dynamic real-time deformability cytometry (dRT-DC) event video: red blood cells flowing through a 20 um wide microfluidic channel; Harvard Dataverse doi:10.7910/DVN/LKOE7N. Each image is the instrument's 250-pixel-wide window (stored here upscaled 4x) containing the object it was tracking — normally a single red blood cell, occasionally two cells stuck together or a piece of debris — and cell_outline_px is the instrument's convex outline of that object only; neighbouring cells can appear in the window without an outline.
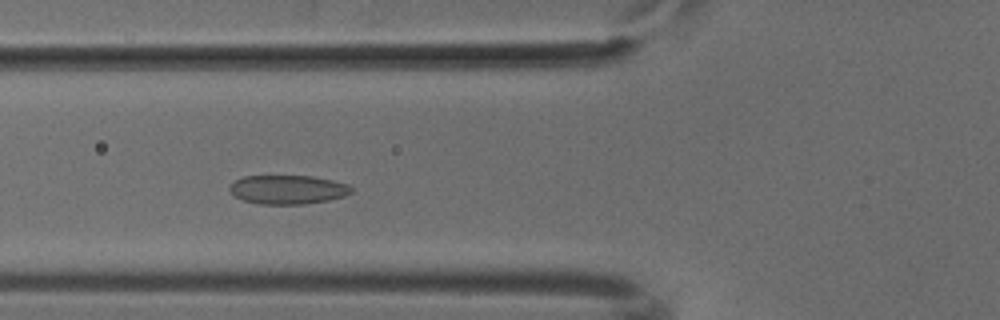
{"species": "common noctule bat (a hibernating species)", "species_latin": "Nyctalus noctula", "temperature_condition": "cold", "stored_images_in_passage": 50, "camera_frame_rate_fps": 3000, "um_per_image_px": 0.085, "animal": {"sex": "male", "body_mass_g": 18.8}, "frame": {"image": 1, "passage_image": 17, "time_ms": 5.333, "image_size_px": [1000, 320], "cell_outline_px": [[352, 192], [344, 196], [328, 200], [304, 204], [260, 204], [240, 200], [228, 192], [228, 188], [236, 180], [244, 176], [312, 176], [332, 180], [348, 184], [352, 188]], "centroid_in_image_um": [24.43, 16.12], "position_along_channel_um": 101.4, "area_um2": 20.63}}
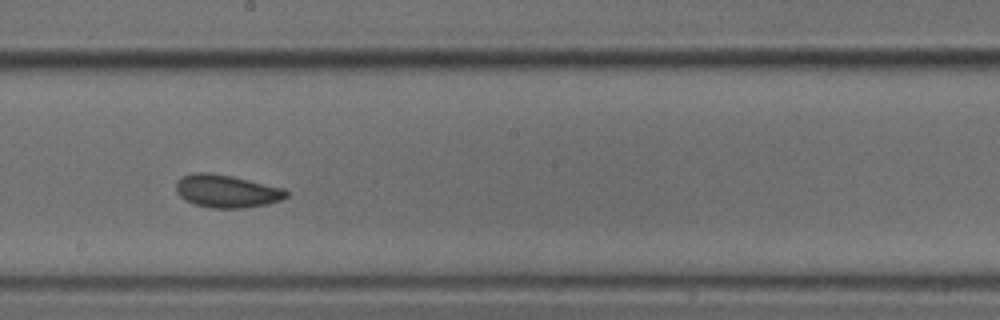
{"frame": {"image": 2, "passage_image": 27, "time_ms": 8.667, "image_size_px": [1000, 320], "cell_outline_px": [[288, 196], [280, 200], [268, 204], [244, 208], [212, 208], [192, 204], [184, 200], [176, 192], [176, 180], [180, 176], [192, 172], [208, 172], [232, 176], [284, 188], [288, 192]], "centroid_in_image_um": [19.22, 16.24], "position_along_channel_um": 229.0, "area_um2": 21.39}}
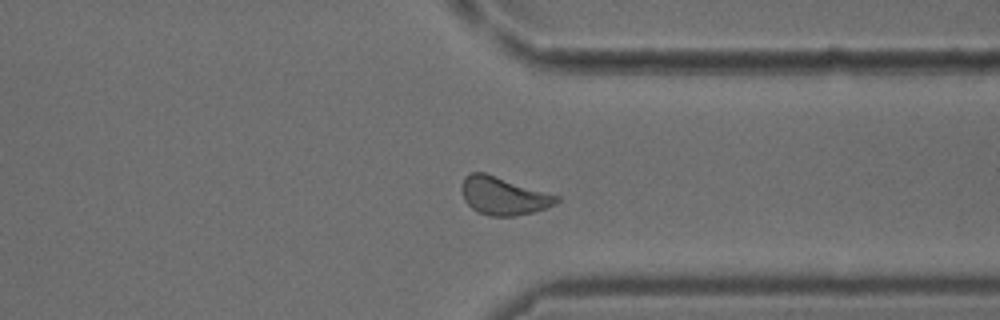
{"frame": {"image": 3, "passage_image": 38, "time_ms": 12.333, "image_size_px": [1000, 320], "cell_outline_px": [[560, 200], [556, 204], [532, 212], [512, 216], [488, 216], [476, 212], [464, 200], [460, 188], [464, 176], [472, 172], [484, 172], [560, 196]], "centroid_in_image_um": [42.76, 16.64], "position_along_channel_um": 368.6, "area_um2": 21.04}}